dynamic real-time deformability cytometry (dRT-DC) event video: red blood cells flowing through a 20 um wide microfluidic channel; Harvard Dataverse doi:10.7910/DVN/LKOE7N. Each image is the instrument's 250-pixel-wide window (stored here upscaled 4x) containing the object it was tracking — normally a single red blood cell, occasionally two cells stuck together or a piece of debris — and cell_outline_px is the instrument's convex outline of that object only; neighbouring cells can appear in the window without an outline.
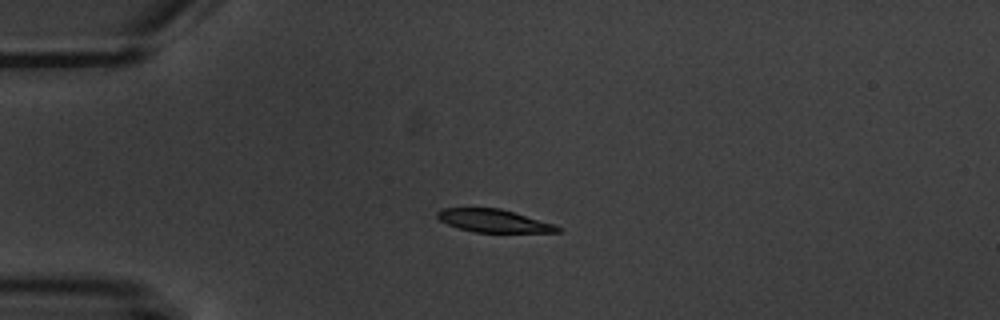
{"species": "common noctule bat (a hibernating species)", "species_latin": "Nyctalus noctula", "temperature_condition": "warm", "stored_images_in_passage": 10, "camera_frame_rate_fps": 3000, "um_per_image_px": 0.085, "animal": {"sex": "male", "body_mass_g": 20.1, "forearm_length_mm": 53.5}, "frame": {"image": 1, "passage_image": 4, "time_ms": 3.333, "image_size_px": [1000, 320], "cell_outline_px": [[560, 232], [472, 232], [448, 224], [440, 220], [436, 216], [436, 212], [440, 208], [500, 208], [556, 224], [560, 228]], "centroid_in_image_um": [41.96, 18.76], "position_along_channel_um": 43.0, "area_um2": 16.01}}
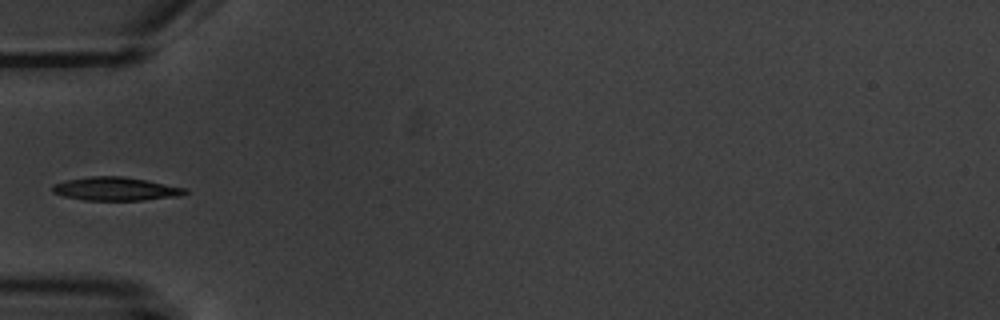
{"frame": {"image": 2, "passage_image": 5, "time_ms": 5.0, "image_size_px": [1000, 320], "cell_outline_px": [[188, 192], [180, 196], [144, 200], [84, 200], [64, 196], [52, 192], [52, 188], [56, 184], [68, 180], [88, 176], [124, 176], [188, 188]], "centroid_in_image_um": [9.88, 16.05], "position_along_channel_um": 75.1, "area_um2": 18.03}}
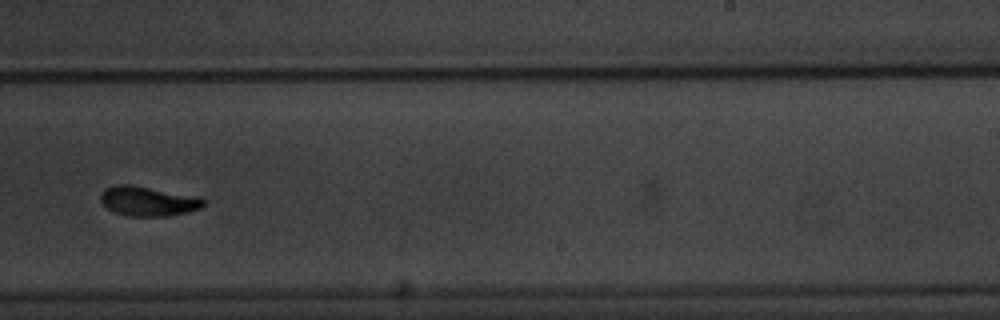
{"frame": {"image": 3, "passage_image": 10, "time_ms": 10.667, "image_size_px": [1000, 320], "cell_outline_px": [[208, 200], [200, 208], [188, 212], [164, 216], [128, 216], [116, 212], [108, 208], [100, 200], [100, 192], [104, 188], [116, 184], [128, 184], [200, 196]], "centroid_in_image_um": [12.61, 17.08], "position_along_channel_um": 276.4, "area_um2": 17.92}}